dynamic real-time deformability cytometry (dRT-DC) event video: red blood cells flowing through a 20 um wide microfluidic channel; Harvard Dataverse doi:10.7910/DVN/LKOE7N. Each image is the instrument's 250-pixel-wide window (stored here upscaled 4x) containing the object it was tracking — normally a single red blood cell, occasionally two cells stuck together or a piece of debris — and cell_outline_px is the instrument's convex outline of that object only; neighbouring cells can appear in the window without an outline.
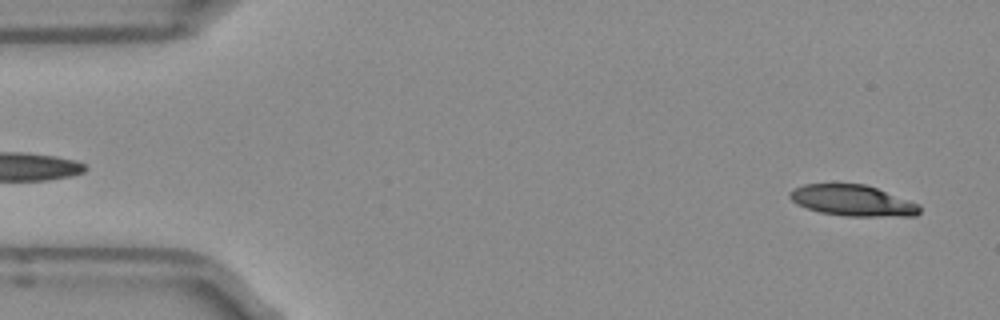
{"species": "Egyptian fruit bat (a non-hibernating species)", "species_latin": "Rousettus aegyptiacus", "temperature_condition": "room temperature", "stored_images_in_passage": 49, "camera_frame_rate_fps": 3000, "um_per_image_px": 0.085, "frame": {"image": 1, "passage_image": 1, "time_ms": 0.0, "image_size_px": [1000, 320], "cell_outline_px": [[920, 212], [916, 216], [848, 216], [820, 212], [796, 204], [788, 196], [788, 192], [804, 184], [864, 184], [876, 188], [920, 204]], "centroid_in_image_um": [72.48, 17.05], "position_along_channel_um": 12.5, "area_um2": 23.29}}
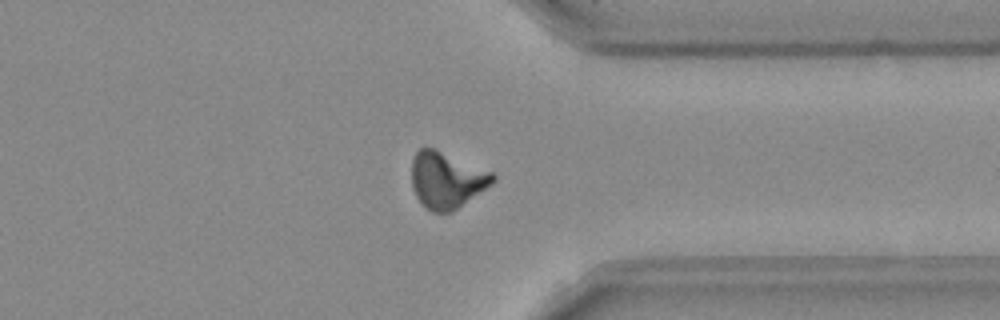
{"frame": {"image": 2, "passage_image": 37, "time_ms": 12.0, "image_size_px": [1000, 320], "cell_outline_px": [[496, 180], [492, 184], [452, 212], [432, 212], [424, 208], [416, 196], [412, 188], [412, 160], [416, 152], [420, 148], [436, 148], [492, 172], [496, 176]], "centroid_in_image_um": [37.95, 15.3], "position_along_channel_um": 373.4, "area_um2": 26.76}}
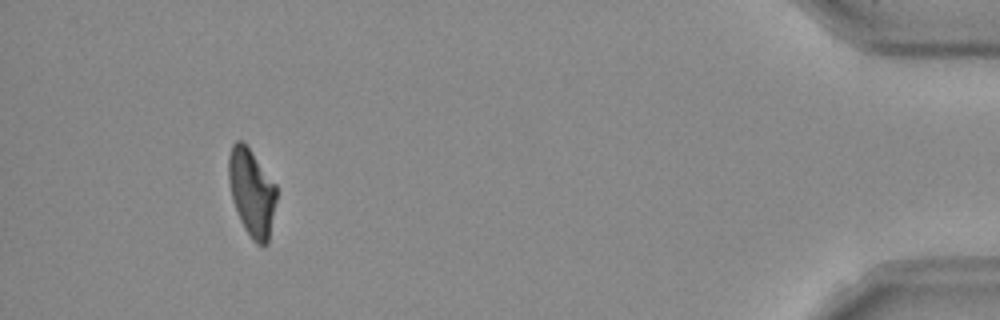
{"frame": {"image": 3, "passage_image": 45, "time_ms": 14.667, "image_size_px": [1000, 320], "cell_outline_px": [[276, 200], [268, 244], [256, 244], [252, 240], [244, 228], [240, 220], [232, 200], [228, 180], [228, 156], [232, 144], [236, 140], [244, 140], [276, 184]], "centroid_in_image_um": [21.38, 16.31], "position_along_channel_um": 413.8, "area_um2": 24.62}, "authors_computed_cell_mechanics": {"area_um2": 25.2586, "velocity_mm_per_s": 3.9544, "shape_relaxation_time_tau1_ms": 5.333, "shape_relaxation_time_tau2_ms": 8.1023, "deformation_change_tau1": 0.1747, "deformation_change_tau2": 0.1672}}